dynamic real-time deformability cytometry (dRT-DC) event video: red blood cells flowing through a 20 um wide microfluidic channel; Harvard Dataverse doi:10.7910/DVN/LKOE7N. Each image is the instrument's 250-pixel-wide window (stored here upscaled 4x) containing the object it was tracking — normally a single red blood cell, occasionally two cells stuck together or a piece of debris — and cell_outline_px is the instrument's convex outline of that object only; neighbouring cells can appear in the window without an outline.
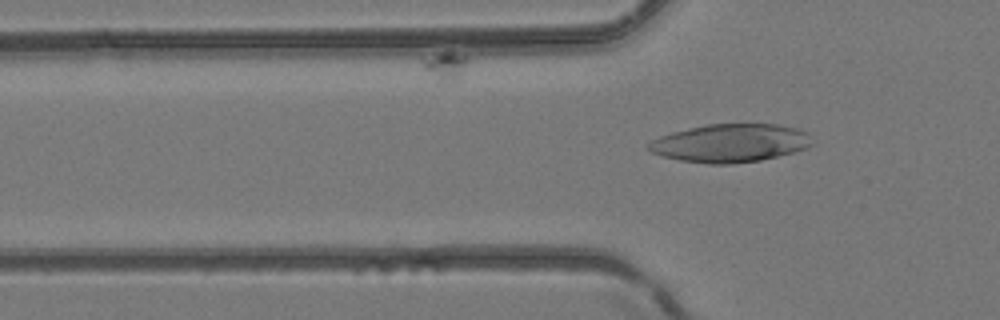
{"species": "common noctule bat (a hibernating species)", "species_latin": "Nyctalus noctula", "temperature_condition": "room temperature", "stored_images_in_passage": 4, "camera_frame_rate_fps": 3000, "um_per_image_px": 0.085, "animal": {"sex": "female", "body_mass_g": 24.6, "forearm_length_mm": 56.2}, "frame": {"image": 1, "passage_image": 4, "time_ms": 1.0, "image_size_px": [1000, 320], "cell_outline_px": [[812, 144], [808, 148], [760, 160], [732, 164], [708, 164], [680, 160], [664, 156], [652, 152], [648, 148], [648, 144], [652, 140], [660, 136], [672, 132], [688, 128], [708, 124], [780, 124], [800, 128], [808, 132]], "centroid_in_image_um": [62.11, 12.15], "position_along_channel_um": 63.7, "area_um2": 36.41}}